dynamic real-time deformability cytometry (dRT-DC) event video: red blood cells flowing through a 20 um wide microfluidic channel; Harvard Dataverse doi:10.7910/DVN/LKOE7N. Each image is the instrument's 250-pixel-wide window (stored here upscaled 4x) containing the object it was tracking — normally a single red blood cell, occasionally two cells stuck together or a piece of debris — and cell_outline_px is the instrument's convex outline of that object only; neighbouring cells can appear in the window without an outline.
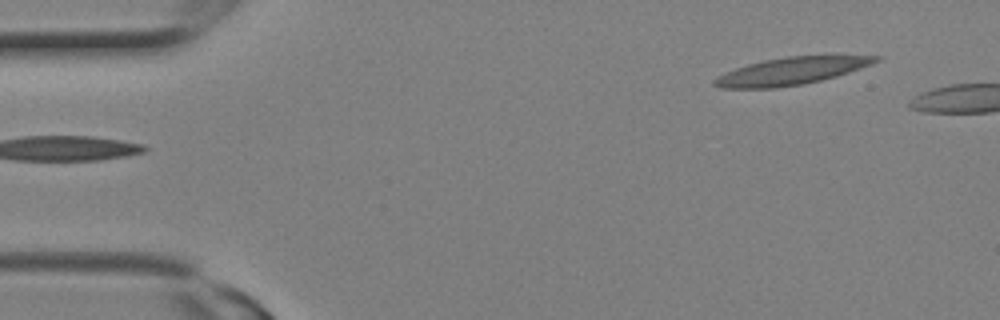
{"species": "Egyptian fruit bat (a non-hibernating species)", "species_latin": "Rousettus aegyptiacus", "temperature_condition": "room temperature", "stored_images_in_passage": 8, "segment_of_instrument_passage": [2, 2], "camera_frame_rate_fps": 3000, "um_per_image_px": 0.085, "animal": {"sex": "female"}, "frame": {"image": 1, "passage_image": 8, "time_ms": 2.333, "image_size_px": [1000, 320], "cell_outline_px": [[884, 56], [880, 60], [872, 64], [836, 76], [820, 80], [800, 84], [776, 88], [720, 88], [712, 84], [712, 80], [736, 68], [748, 64], [764, 60], [788, 56], [832, 52]], "centroid_in_image_um": [67.44, 5.97], "position_along_channel_um": 17.6, "area_um2": 26.59}}